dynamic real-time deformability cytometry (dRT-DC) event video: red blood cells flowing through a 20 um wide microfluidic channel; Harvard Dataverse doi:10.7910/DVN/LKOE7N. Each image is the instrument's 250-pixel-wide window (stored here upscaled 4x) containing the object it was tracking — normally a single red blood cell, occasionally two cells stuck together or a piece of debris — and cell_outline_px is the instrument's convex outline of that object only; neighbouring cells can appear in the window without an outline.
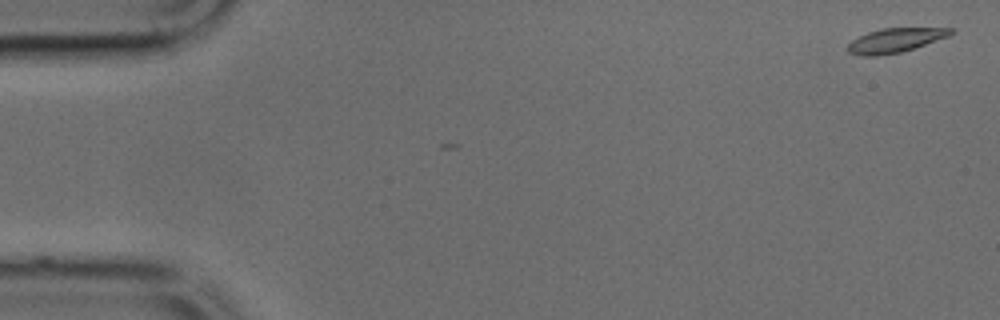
{"species": "common noctule bat (a hibernating species)", "species_latin": "Nyctalus noctula", "temperature_condition": "cold", "stored_images_in_passage": 4, "camera_frame_rate_fps": 3000, "um_per_image_px": 0.085, "animal": {"sex": "male", "body_mass_g": 17.9, "forearm_length_mm": 54.2}, "frame": {"image": 1, "passage_image": 1, "time_ms": 0.0, "image_size_px": [1000, 320], "cell_outline_px": [[956, 32], [948, 36], [900, 52], [876, 56], [860, 56], [848, 52], [848, 44], [852, 40], [868, 32], [884, 28], [956, 28]], "centroid_in_image_um": [76.09, 3.42], "position_along_channel_um": 8.9, "area_um2": 14.33}}